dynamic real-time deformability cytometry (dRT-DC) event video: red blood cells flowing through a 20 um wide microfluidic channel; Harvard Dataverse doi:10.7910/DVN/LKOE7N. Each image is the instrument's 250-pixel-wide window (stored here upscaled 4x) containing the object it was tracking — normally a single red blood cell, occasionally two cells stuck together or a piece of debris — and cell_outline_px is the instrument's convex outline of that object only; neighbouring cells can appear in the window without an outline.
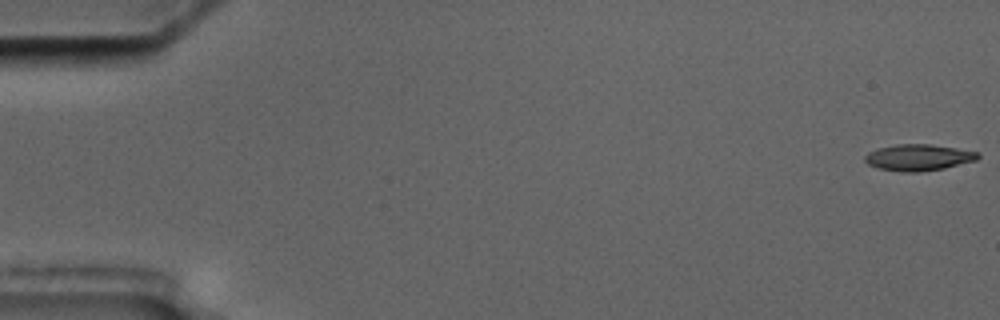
{"species": "common noctule bat (a hibernating species)", "species_latin": "Nyctalus noctula", "temperature_condition": "cold", "stored_images_in_passage": 6, "camera_frame_rate_fps": 3000, "um_per_image_px": 0.085, "animal": {"sex": "male", "body_mass_g": 17.5, "forearm_length_mm": 52.3}, "frame": {"image": 1, "passage_image": 1, "time_ms": 0.0, "image_size_px": [1000, 320], "cell_outline_px": [[980, 156], [976, 160], [944, 168], [920, 172], [904, 172], [880, 168], [868, 164], [864, 160], [864, 156], [868, 152], [876, 148], [896, 144], [928, 144], [956, 148], [980, 152]], "centroid_in_image_um": [78.06, 13.37], "position_along_channel_um": 6.9, "area_um2": 17.34}}
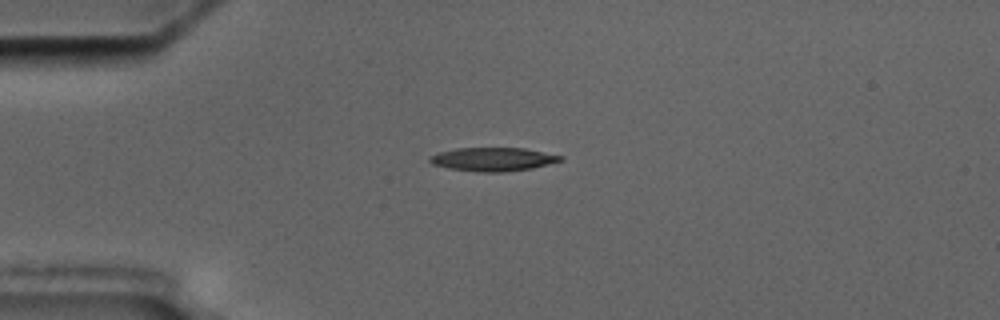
{"frame": {"image": 2, "passage_image": 5, "time_ms": 4.667, "image_size_px": [1000, 320], "cell_outline_px": [[564, 160], [532, 168], [504, 172], [476, 172], [448, 168], [432, 164], [428, 160], [428, 156], [440, 152], [456, 148], [524, 148], [564, 156]], "centroid_in_image_um": [41.89, 13.54], "position_along_channel_um": 43.1, "area_um2": 18.03}}